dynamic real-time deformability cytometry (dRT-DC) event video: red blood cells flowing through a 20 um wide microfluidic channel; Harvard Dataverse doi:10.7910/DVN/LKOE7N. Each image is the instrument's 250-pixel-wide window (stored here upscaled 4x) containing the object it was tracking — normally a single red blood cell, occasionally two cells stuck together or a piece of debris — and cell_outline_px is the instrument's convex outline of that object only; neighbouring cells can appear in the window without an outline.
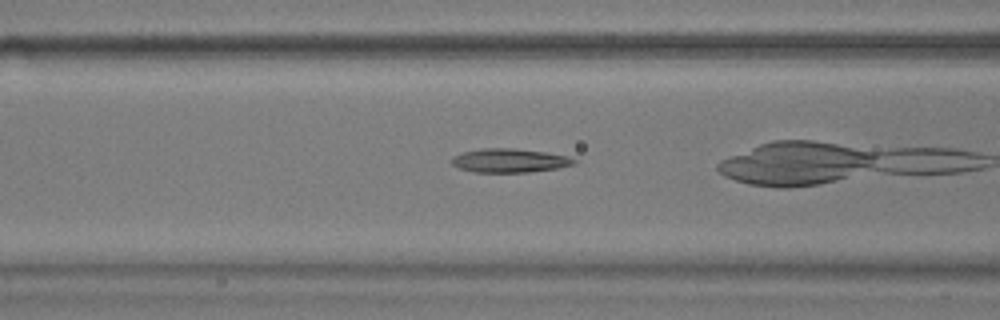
{"species": "common noctule bat (a hibernating species)", "species_latin": "Nyctalus noctula", "temperature_condition": "warm", "stored_images_in_passage": 21, "camera_frame_rate_fps": 3000, "um_per_image_px": 0.085, "animal": {"sex": "male", "body_mass_g": 17.9}, "frame": {"image": 1, "passage_image": 12, "time_ms": 3.667, "image_size_px": [1000, 320], "cell_outline_px": [[580, 160], [576, 164], [556, 168], [528, 172], [472, 172], [460, 168], [452, 164], [452, 156], [464, 152], [484, 148], [512, 148], [544, 152], [568, 156]], "centroid_in_image_um": [43.34, 13.64], "position_along_channel_um": 123.3, "area_um2": 16.94}}
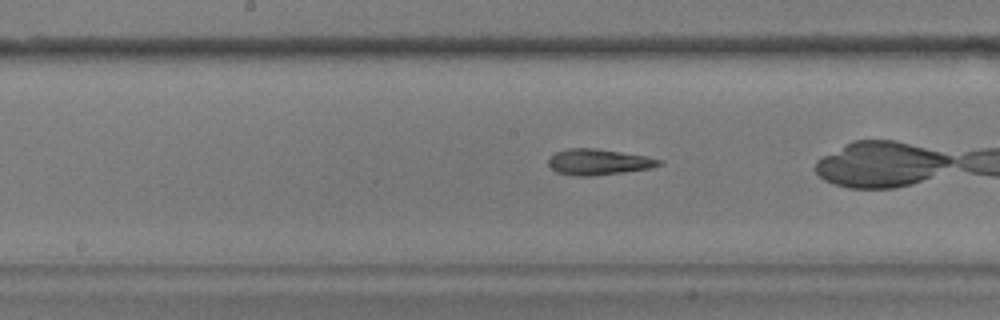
{"frame": {"image": 2, "passage_image": 18, "time_ms": 5.667, "image_size_px": [1000, 320], "cell_outline_px": [[664, 164], [652, 168], [624, 172], [592, 176], [576, 176], [556, 172], [548, 164], [548, 160], [556, 152], [568, 148], [596, 148], [644, 156], [664, 160]], "centroid_in_image_um": [50.9, 13.77], "position_along_channel_um": 197.3, "area_um2": 16.7}}